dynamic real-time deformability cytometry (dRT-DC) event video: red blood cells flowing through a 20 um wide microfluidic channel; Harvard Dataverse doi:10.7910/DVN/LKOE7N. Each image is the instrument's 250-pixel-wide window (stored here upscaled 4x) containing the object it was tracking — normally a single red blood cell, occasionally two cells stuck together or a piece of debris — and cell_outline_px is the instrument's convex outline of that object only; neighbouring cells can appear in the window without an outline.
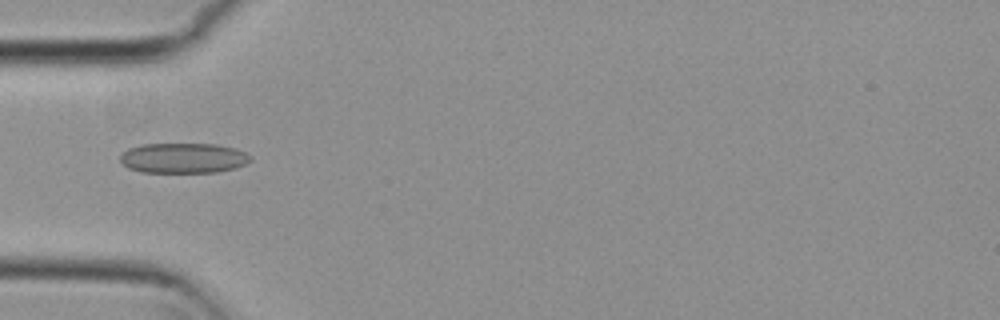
{"species": "common noctule bat (a hibernating species)", "species_latin": "Nyctalus noctula", "temperature_condition": "cold", "stored_images_in_passage": 6, "camera_frame_rate_fps": 3000, "um_per_image_px": 0.085, "animal": {"sex": "female", "body_mass_g": 29.2, "forearm_length_mm": 56.3}, "frame": {"image": 1, "passage_image": 4, "time_ms": 1.0, "image_size_px": [1000, 320], "cell_outline_px": [[252, 160], [236, 168], [216, 172], [140, 172], [128, 168], [120, 160], [120, 156], [128, 148], [140, 144], [216, 144], [232, 148], [244, 152], [252, 156]], "centroid_in_image_um": [15.57, 13.43], "position_along_channel_um": 69.4, "area_um2": 22.89}}
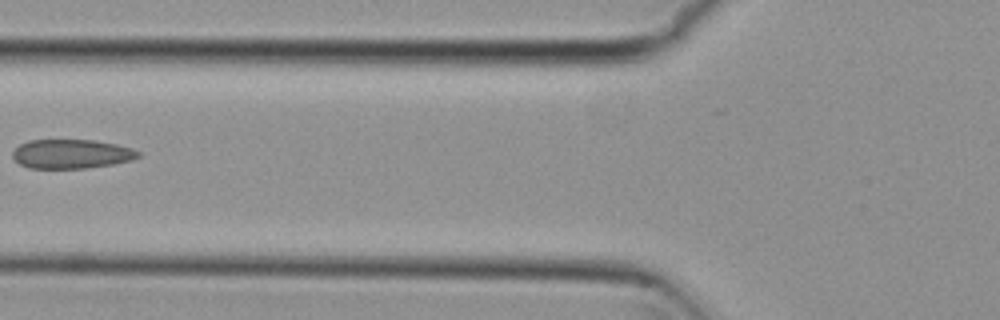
{"frame": {"image": 2, "passage_image": 5, "time_ms": 1.333, "image_size_px": [1000, 320], "cell_outline_px": [[140, 156], [132, 160], [112, 164], [84, 168], [28, 168], [20, 164], [12, 156], [12, 152], [20, 144], [28, 140], [96, 140], [116, 144], [132, 148], [140, 152]], "centroid_in_image_um": [6.08, 13.08], "position_along_channel_um": 119.7, "area_um2": 21.33}}
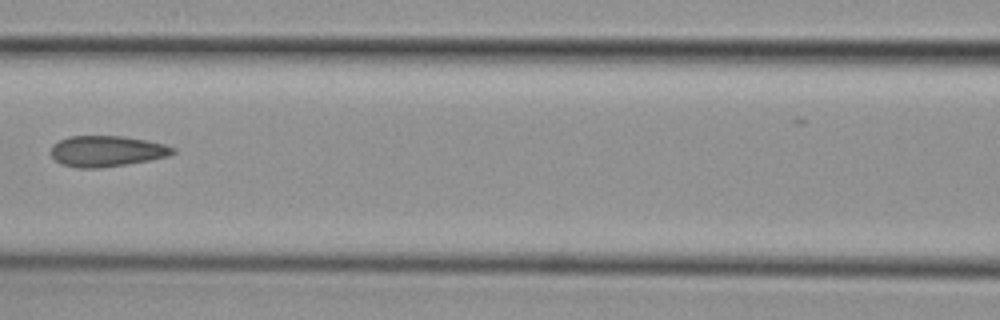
{"frame": {"image": 3, "passage_image": 6, "time_ms": 1.667, "image_size_px": [1000, 320], "cell_outline_px": [[176, 152], [168, 156], [148, 160], [100, 168], [76, 168], [60, 164], [52, 156], [52, 144], [68, 136], [124, 136], [148, 140], [164, 144], [176, 148]], "centroid_in_image_um": [9.07, 12.84], "position_along_channel_um": 157.5, "area_um2": 21.96}}